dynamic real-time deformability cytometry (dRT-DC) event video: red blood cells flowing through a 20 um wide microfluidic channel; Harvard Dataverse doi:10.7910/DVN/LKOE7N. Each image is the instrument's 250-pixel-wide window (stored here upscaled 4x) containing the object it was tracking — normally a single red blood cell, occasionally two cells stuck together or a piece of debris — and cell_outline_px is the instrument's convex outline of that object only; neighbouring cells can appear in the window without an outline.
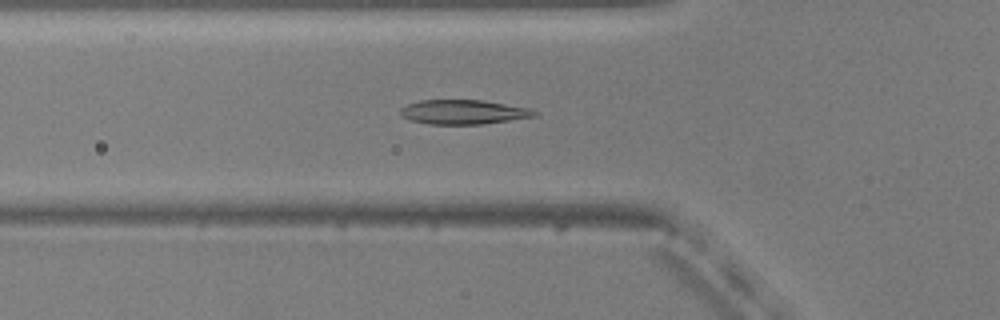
{"species": "common noctule bat (a hibernating species)", "species_latin": "Nyctalus noctula", "temperature_condition": "warm", "stored_images_in_passage": 40, "camera_frame_rate_fps": 3000, "um_per_image_px": 0.085, "animal": {"sex": "male", "body_mass_g": 20.5, "forearm_length_mm": 52.5}, "frame": {"image": 1, "passage_image": 5, "time_ms": 1.333, "image_size_px": [1000, 320], "cell_outline_px": [[540, 112], [536, 116], [480, 124], [428, 124], [412, 120], [404, 116], [400, 112], [400, 108], [408, 104], [420, 100], [480, 100], [532, 108]], "centroid_in_image_um": [39.43, 9.51], "position_along_channel_um": 86.4, "area_um2": 18.9}}
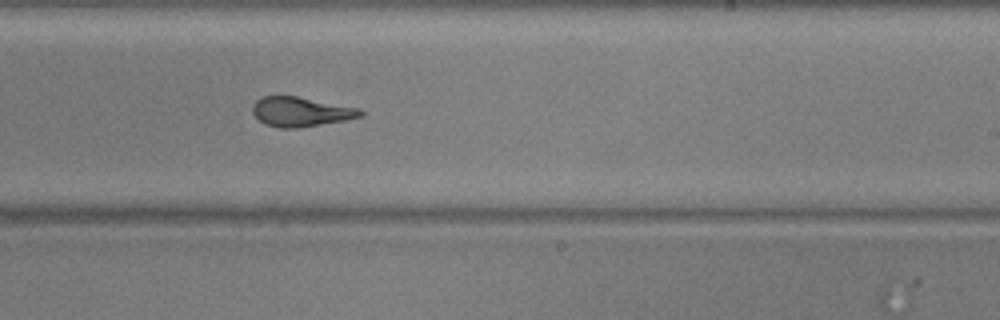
{"frame": {"image": 2, "passage_image": 19, "time_ms": 6.0, "image_size_px": [1000, 320], "cell_outline_px": [[364, 116], [344, 120], [296, 128], [280, 128], [264, 124], [252, 112], [252, 104], [260, 96], [296, 96], [360, 108], [364, 112]], "centroid_in_image_um": [25.55, 9.49], "position_along_channel_um": 263.4, "area_um2": 18.55}}
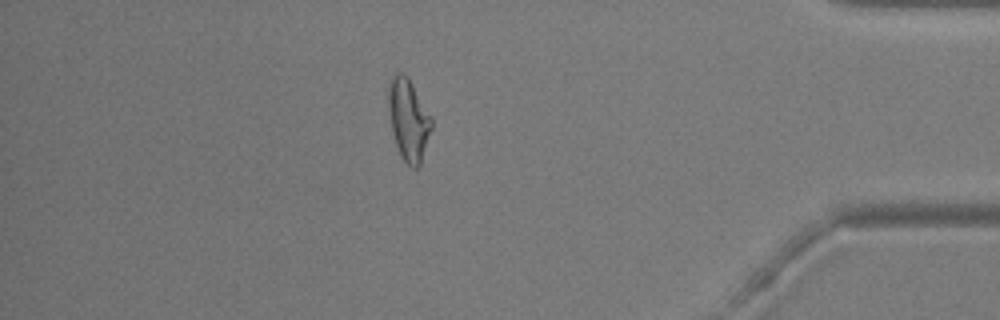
{"frame": {"image": 3, "passage_image": 33, "time_ms": 10.667, "image_size_px": [1000, 320], "cell_outline_px": [[432, 128], [420, 164], [416, 168], [412, 168], [400, 156], [392, 132], [388, 108], [388, 84], [392, 76], [396, 72], [400, 72], [408, 76], [432, 116]], "centroid_in_image_um": [34.72, 10.13], "position_along_channel_um": 400.5, "area_um2": 20.69}, "authors_computed_cell_mechanics": {"area_um2": 19.3052, "velocity_mm_per_s": 3.7803, "shape_relaxation_time_tau1_ms": 6.5588, "shape_relaxation_time_tau2_ms": 1.2647, "deformation_change_tau1": 0.2305, "deformation_change_tau2": 0.0944}}